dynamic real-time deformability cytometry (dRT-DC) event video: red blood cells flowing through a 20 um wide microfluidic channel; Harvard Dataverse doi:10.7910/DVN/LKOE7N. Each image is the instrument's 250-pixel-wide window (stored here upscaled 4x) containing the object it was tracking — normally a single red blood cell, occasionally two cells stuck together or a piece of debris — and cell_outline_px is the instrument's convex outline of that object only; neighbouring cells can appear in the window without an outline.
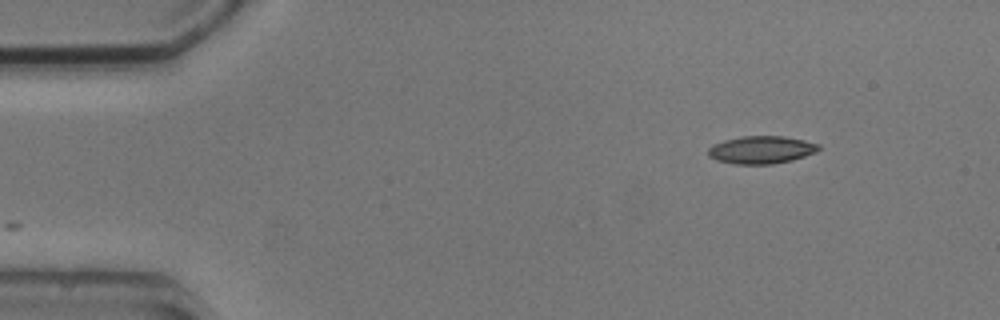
{"species": "common noctule bat (a hibernating species)", "species_latin": "Nyctalus noctula", "temperature_condition": "cold", "stored_images_in_passage": 2, "camera_frame_rate_fps": 3000, "um_per_image_px": 0.085, "animal": {"sex": "male", "body_mass_g": 20.5, "forearm_length_mm": 52.5}, "frame": {"image": 1, "passage_image": 2, "time_ms": 1.0, "image_size_px": [1000, 320], "cell_outline_px": [[820, 148], [816, 152], [792, 160], [772, 164], [736, 164], [716, 160], [708, 156], [708, 148], [712, 144], [724, 140], [744, 136], [784, 136], [804, 140], [820, 144]], "centroid_in_image_um": [64.7, 12.73], "position_along_channel_um": 20.3, "area_um2": 17.86}}